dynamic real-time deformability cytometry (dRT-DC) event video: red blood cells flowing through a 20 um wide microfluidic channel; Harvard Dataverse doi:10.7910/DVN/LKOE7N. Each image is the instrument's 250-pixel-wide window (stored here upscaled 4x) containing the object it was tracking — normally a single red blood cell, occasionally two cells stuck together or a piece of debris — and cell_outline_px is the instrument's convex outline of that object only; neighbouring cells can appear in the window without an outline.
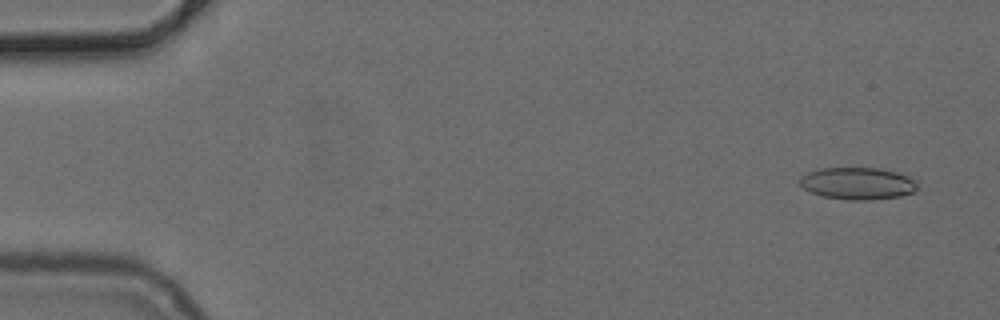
{"species": "common noctule bat (a hibernating species)", "species_latin": "Nyctalus noctula", "temperature_condition": "cold", "stored_images_in_passage": 16, "camera_frame_rate_fps": 3000, "um_per_image_px": 0.085, "animal": {"sex": "female", "body_mass_g": 24.6, "forearm_length_mm": 56.2}, "frame": {"image": 1, "passage_image": 3, "time_ms": 0.667, "image_size_px": [1000, 320], "cell_outline_px": [[916, 188], [912, 192], [900, 196], [872, 200], [848, 200], [824, 196], [812, 192], [804, 188], [800, 184], [800, 176], [808, 172], [820, 168], [880, 168], [896, 172], [908, 176], [916, 184]], "centroid_in_image_um": [72.87, 15.59], "position_along_channel_um": 12.1, "area_um2": 21.79}}